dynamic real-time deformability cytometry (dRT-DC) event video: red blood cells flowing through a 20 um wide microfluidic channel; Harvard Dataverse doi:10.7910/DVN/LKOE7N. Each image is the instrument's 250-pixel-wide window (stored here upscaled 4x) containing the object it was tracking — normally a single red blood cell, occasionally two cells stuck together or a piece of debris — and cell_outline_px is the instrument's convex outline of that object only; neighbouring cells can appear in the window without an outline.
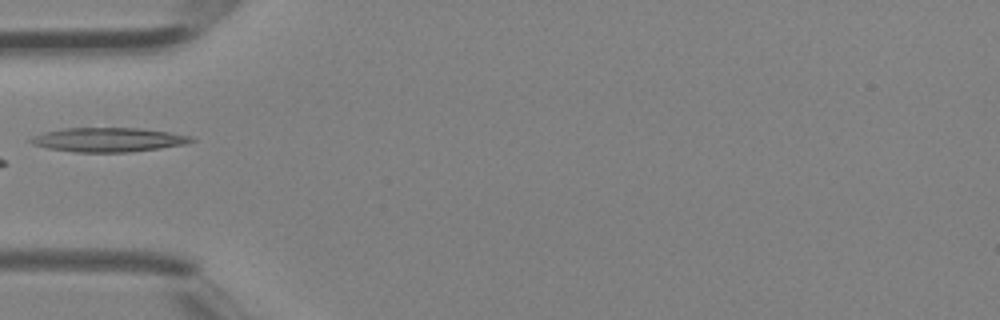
{"species": "Egyptian fruit bat (a non-hibernating species)", "species_latin": "Rousettus aegyptiacus", "temperature_condition": "room temperature", "stored_images_in_passage": 4, "camera_frame_rate_fps": 3000, "um_per_image_px": 0.085, "animal": {"sex": "female"}, "frame": {"image": 1, "passage_image": 4, "time_ms": 1.0, "image_size_px": [1000, 320], "cell_outline_px": [[196, 140], [184, 144], [160, 148], [128, 152], [76, 152], [48, 148], [32, 144], [28, 140], [32, 136], [44, 132], [64, 128], [136, 128], [168, 132], [192, 136]], "centroid_in_image_um": [9.18, 11.87], "position_along_channel_um": 75.8, "area_um2": 22.48}}